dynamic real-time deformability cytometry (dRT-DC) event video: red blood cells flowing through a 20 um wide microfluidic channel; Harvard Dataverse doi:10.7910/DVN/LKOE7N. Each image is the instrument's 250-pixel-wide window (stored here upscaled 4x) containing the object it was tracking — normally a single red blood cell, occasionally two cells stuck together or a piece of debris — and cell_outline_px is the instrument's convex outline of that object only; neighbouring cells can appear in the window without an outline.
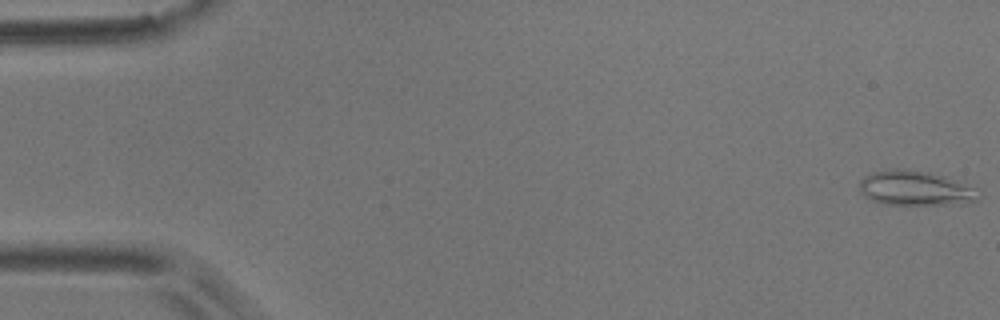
{"species": "common noctule bat (a hibernating species)", "species_latin": "Nyctalus noctula", "temperature_condition": "room temperature", "stored_images_in_passage": 4, "camera_frame_rate_fps": 3000, "um_per_image_px": 0.085, "animal": {"sex": "male", "body_mass_g": 17.9}, "frame": {"image": 1, "passage_image": 1, "time_ms": 0.0, "image_size_px": [1000, 320], "cell_outline_px": [[980, 200], [948, 204], [880, 204], [864, 196], [860, 192], [860, 180], [864, 176], [872, 172], [896, 168], [900, 168], [928, 172], [944, 176], [980, 188]], "centroid_in_image_um": [77.82, 15.99], "position_along_channel_um": 7.2, "area_um2": 24.28}}